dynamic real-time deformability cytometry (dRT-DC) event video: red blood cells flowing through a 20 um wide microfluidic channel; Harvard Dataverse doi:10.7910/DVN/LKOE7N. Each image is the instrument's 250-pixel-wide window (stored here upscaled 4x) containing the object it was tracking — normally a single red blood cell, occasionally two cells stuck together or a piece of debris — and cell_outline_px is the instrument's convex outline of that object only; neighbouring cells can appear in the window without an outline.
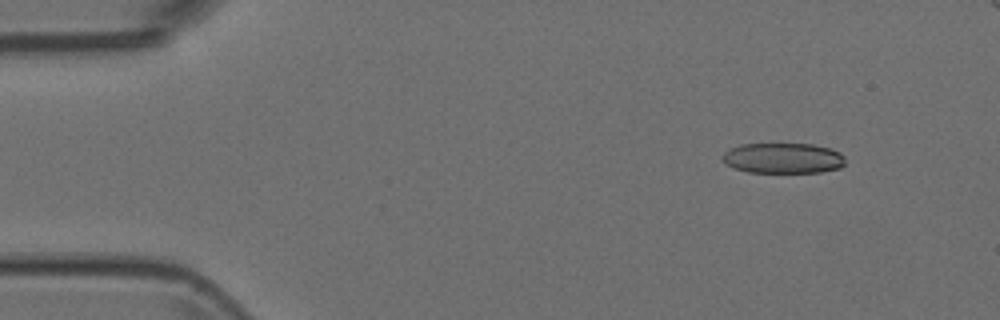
{"species": "Egyptian fruit bat (a non-hibernating species)", "species_latin": "Rousettus aegyptiacus", "temperature_condition": "room temperature", "stored_images_in_passage": 10, "camera_frame_rate_fps": 3000, "um_per_image_px": 0.085, "animal": {"sex": "female"}, "frame": {"image": 1, "passage_image": 1, "time_ms": 0.0, "image_size_px": [1000, 320], "cell_outline_px": [[844, 164], [840, 168], [820, 172], [748, 172], [732, 168], [724, 164], [720, 156], [728, 148], [740, 144], [812, 144], [832, 148], [840, 152], [844, 156]], "centroid_in_image_um": [66.52, 13.44], "position_along_channel_um": 18.5, "area_um2": 22.14}}